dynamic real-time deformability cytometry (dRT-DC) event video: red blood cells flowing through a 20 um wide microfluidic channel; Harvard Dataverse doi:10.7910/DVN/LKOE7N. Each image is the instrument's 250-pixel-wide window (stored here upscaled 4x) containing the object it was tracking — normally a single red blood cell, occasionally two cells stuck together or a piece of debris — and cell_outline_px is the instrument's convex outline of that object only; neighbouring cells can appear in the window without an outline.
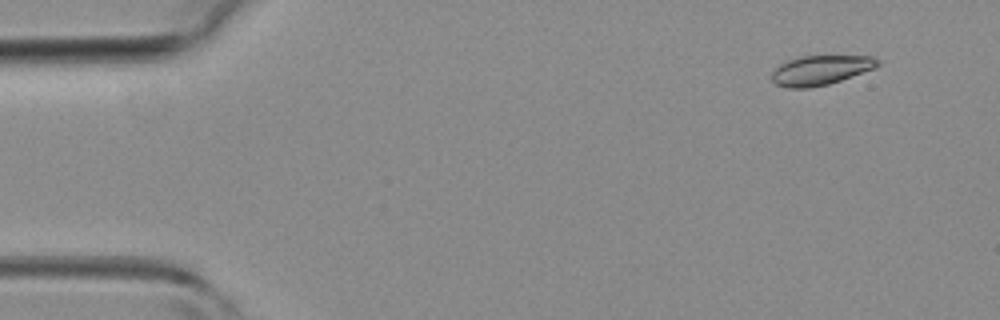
{"species": "common noctule bat (a hibernating species)", "species_latin": "Nyctalus noctula", "temperature_condition": "room temperature", "stored_images_in_passage": 10, "camera_frame_rate_fps": 3000, "um_per_image_px": 0.085, "animal": {"sex": "female", "body_mass_g": 19.3, "forearm_length_mm": 54.1}, "frame": {"image": 1, "passage_image": 4, "time_ms": 1.0, "image_size_px": [1000, 320], "cell_outline_px": [[880, 64], [876, 68], [828, 84], [808, 88], [788, 88], [776, 84], [772, 80], [772, 72], [784, 60], [800, 56], [872, 56], [880, 60]], "centroid_in_image_um": [69.75, 5.95], "position_along_channel_um": 15.3, "area_um2": 18.32}}